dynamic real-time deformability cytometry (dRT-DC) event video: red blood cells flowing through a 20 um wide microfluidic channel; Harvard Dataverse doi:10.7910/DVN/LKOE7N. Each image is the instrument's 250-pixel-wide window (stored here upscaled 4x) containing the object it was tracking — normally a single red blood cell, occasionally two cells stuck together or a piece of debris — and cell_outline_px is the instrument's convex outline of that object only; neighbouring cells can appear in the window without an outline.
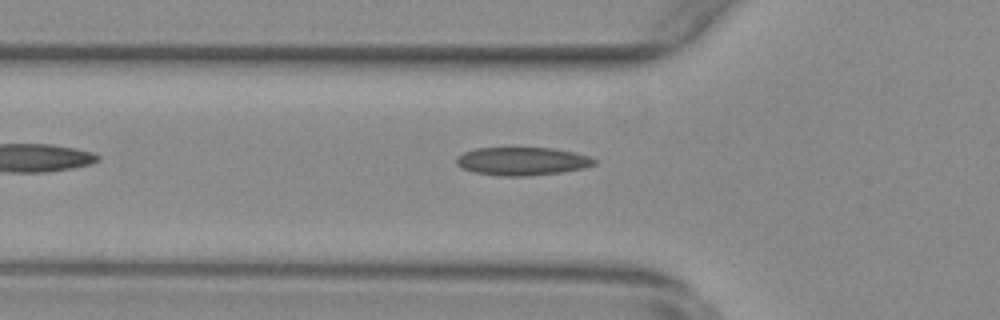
{"species": "common noctule bat (a hibernating species)", "species_latin": "Nyctalus noctula", "temperature_condition": "warm", "stored_images_in_passage": 4, "camera_frame_rate_fps": 3000, "um_per_image_px": 0.085, "animal": {"sex": "female", "body_mass_g": 29.2, "forearm_length_mm": 56.3}, "frame": {"image": 1, "passage_image": 2, "time_ms": 0.333, "image_size_px": [1000, 320], "cell_outline_px": [[596, 164], [584, 168], [560, 172], [528, 176], [500, 176], [476, 172], [464, 168], [456, 164], [456, 156], [464, 152], [476, 148], [552, 148], [592, 156], [596, 160]], "centroid_in_image_um": [44.4, 13.7], "position_along_channel_um": 81.4, "area_um2": 22.54}}